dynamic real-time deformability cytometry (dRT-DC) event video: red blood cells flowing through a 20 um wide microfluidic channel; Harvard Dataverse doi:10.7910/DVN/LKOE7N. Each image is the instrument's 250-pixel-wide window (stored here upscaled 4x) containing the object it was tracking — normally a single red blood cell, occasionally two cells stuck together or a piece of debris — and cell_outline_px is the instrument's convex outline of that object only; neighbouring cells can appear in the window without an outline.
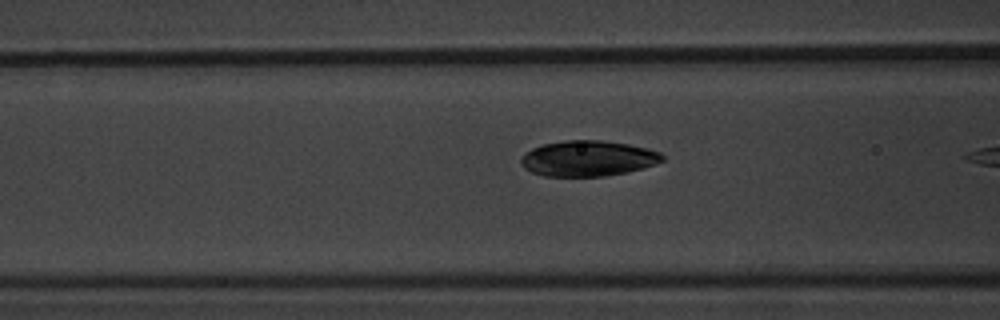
{"species": "common noctule bat (a hibernating species)", "species_latin": "Nyctalus noctula", "temperature_condition": "warm", "stored_images_in_passage": 5, "camera_frame_rate_fps": 3000, "um_per_image_px": 0.085, "animal": {"sex": "male", "body_mass_g": 20.1, "forearm_length_mm": 53.5}, "frame": {"image": 1, "passage_image": 5, "time_ms": 5.667, "image_size_px": [1000, 320], "cell_outline_px": [[664, 160], [644, 168], [628, 172], [604, 176], [544, 176], [532, 172], [524, 168], [520, 164], [520, 156], [532, 148], [544, 144], [564, 140], [600, 140], [628, 144], [648, 148], [660, 152], [664, 156]], "centroid_in_image_um": [49.97, 13.46], "position_along_channel_um": 116.6, "area_um2": 29.48}}